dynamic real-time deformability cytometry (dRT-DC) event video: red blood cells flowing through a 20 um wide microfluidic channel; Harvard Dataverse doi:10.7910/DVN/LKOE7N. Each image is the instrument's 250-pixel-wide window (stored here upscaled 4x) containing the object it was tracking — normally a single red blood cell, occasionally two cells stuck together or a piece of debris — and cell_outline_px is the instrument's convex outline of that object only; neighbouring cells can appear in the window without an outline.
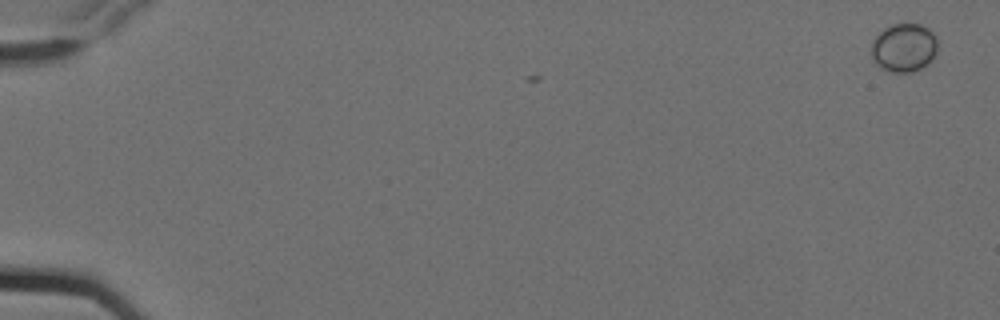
{"species": "Egyptian fruit bat (a non-hibernating species)", "species_latin": "Rousettus aegyptiacus", "temperature_condition": "cold", "stored_images_in_passage": 3, "camera_frame_rate_fps": 3000, "um_per_image_px": 0.085, "animal": {"sex": "female"}, "frame": {"image": 1, "passage_image": 1, "time_ms": 0.0, "image_size_px": [1000, 320], "cell_outline_px": [[936, 56], [932, 60], [920, 68], [912, 72], [888, 72], [880, 68], [876, 64], [872, 56], [872, 40], [884, 28], [892, 24], [920, 24], [928, 28], [936, 36]], "centroid_in_image_um": [76.83, 4.06], "position_along_channel_um": 8.2, "area_um2": 18.79}}